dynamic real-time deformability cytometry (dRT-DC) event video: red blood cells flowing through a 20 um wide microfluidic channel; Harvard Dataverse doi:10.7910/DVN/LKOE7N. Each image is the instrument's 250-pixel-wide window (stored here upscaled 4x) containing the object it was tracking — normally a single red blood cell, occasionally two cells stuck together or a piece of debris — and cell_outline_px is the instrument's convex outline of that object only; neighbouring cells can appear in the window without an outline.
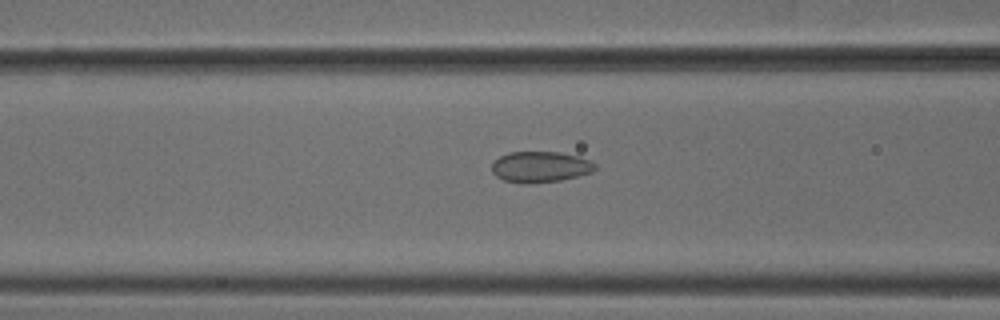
{"species": "common noctule bat (a hibernating species)", "species_latin": "Nyctalus noctula", "temperature_condition": "cold", "stored_images_in_passage": 51, "camera_frame_rate_fps": 3000, "um_per_image_px": 0.085, "animal": {"sex": "male", "body_mass_g": 18.8}, "frame": {"image": 1, "passage_image": 20, "time_ms": 6.333, "image_size_px": [1000, 320], "cell_outline_px": [[596, 168], [592, 172], [560, 180], [528, 184], [504, 180], [496, 176], [492, 172], [492, 164], [500, 156], [508, 152], [560, 152], [592, 160], [596, 164]], "centroid_in_image_um": [45.93, 14.18], "position_along_channel_um": 120.7, "area_um2": 18.55}}
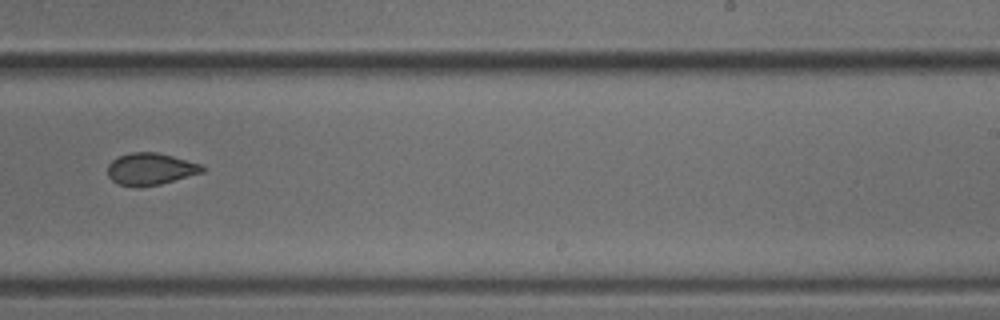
{"frame": {"image": 2, "passage_image": 32, "time_ms": 10.333, "image_size_px": [1000, 320], "cell_outline_px": [[204, 172], [160, 184], [116, 184], [108, 176], [108, 164], [112, 160], [120, 156], [132, 152], [156, 152], [172, 156], [200, 164], [204, 168]], "centroid_in_image_um": [12.79, 14.33], "position_along_channel_um": 276.2, "area_um2": 16.99}}
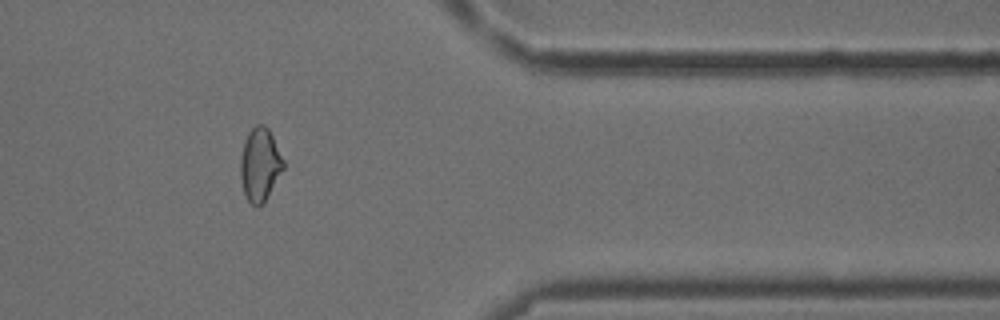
{"frame": {"image": 3, "passage_image": 42, "time_ms": 13.667, "image_size_px": [1000, 320], "cell_outline_px": [[284, 168], [264, 204], [256, 208], [248, 200], [244, 192], [240, 176], [240, 160], [244, 140], [248, 132], [256, 124], [264, 124], [268, 128], [284, 160]], "centroid_in_image_um": [22.09, 14.0], "position_along_channel_um": 389.3, "area_um2": 18.44}, "authors_computed_cell_mechanics": {"area_um2": 18.5538, "velocity_mm_per_s": 3.8809, "shape_relaxation_time_tau1_ms": null, "shape_relaxation_time_tau2_ms": 1.1771, "deformation_change_tau1": null, "deformation_change_tau2": 0.0531}}